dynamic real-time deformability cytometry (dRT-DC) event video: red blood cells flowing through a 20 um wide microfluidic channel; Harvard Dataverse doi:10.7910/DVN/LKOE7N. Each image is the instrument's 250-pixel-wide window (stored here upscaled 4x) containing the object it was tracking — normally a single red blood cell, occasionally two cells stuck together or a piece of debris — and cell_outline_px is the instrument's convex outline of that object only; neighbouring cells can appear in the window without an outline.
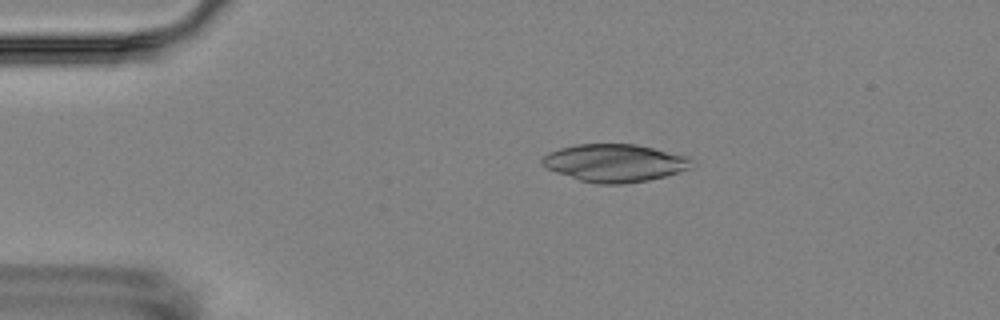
{"species": "Egyptian fruit bat (a non-hibernating species)", "species_latin": "Rousettus aegyptiacus", "temperature_condition": "room temperature", "stored_images_in_passage": 5, "camera_frame_rate_fps": 3000, "um_per_image_px": 0.085, "animal": {"sex": "female"}, "frame": {"image": 1, "passage_image": 4, "time_ms": 3.333, "image_size_px": [1000, 320], "cell_outline_px": [[692, 168], [680, 172], [648, 180], [624, 184], [596, 184], [580, 180], [556, 172], [540, 164], [540, 160], [548, 152], [560, 148], [576, 144], [636, 144], [688, 156], [692, 160]], "centroid_in_image_um": [52.25, 13.85], "position_along_channel_um": 32.7, "area_um2": 32.95}}